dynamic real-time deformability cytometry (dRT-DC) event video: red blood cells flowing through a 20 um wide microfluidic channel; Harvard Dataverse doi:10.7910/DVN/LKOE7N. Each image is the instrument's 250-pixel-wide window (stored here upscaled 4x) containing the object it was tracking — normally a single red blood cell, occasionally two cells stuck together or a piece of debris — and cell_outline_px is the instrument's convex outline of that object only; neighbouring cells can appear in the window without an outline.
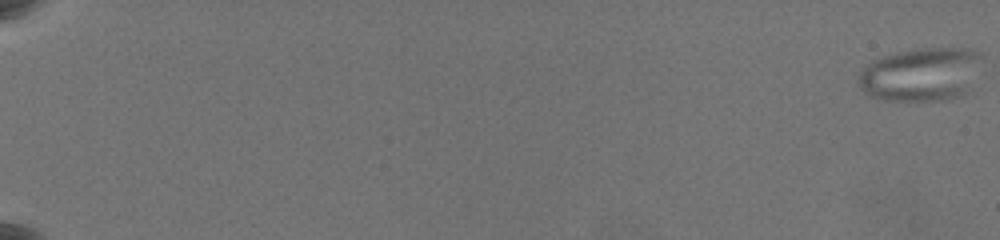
{"species": "common noctule bat (a hibernating species)", "species_latin": "Nyctalus noctula", "temperature_condition": "warm", "stored_images_in_passage": 61, "camera_frame_rate_fps": 3000, "um_per_image_px": 0.085, "animal": {"sex": "female", "body_mass_g": 19.5, "forearm_length_mm": 54.1}, "frame": {"image": 1, "passage_image": 1, "time_ms": 0.0, "image_size_px": [1000, 240], "cell_outline_px": [[984, 56], [964, 92], [960, 96], [948, 100], [884, 100], [868, 96], [860, 88], [856, 80], [860, 72], [872, 60], [896, 52], [928, 48], [960, 48], [980, 52]], "centroid_in_image_um": [78.22, 6.32], "position_along_channel_um": 6.8, "area_um2": 38.15}}
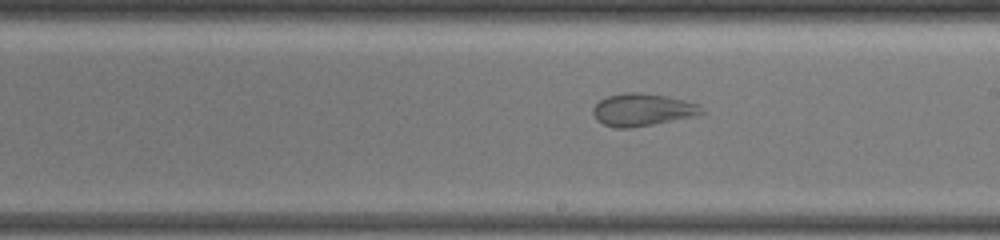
{"frame": {"image": 2, "passage_image": 39, "time_ms": 12.667, "image_size_px": [1000, 240], "cell_outline_px": [[704, 112], [688, 116], [652, 124], [632, 128], [616, 128], [604, 124], [596, 120], [592, 112], [592, 108], [600, 100], [608, 96], [624, 92], [640, 92], [668, 96], [700, 104]], "centroid_in_image_um": [54.54, 9.31], "position_along_channel_um": 234.5, "area_um2": 20.29}}
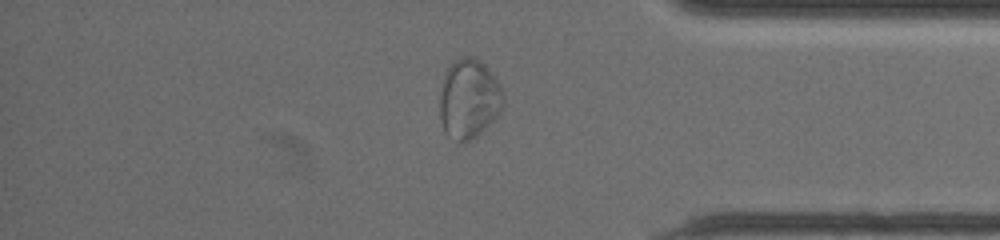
{"frame": {"image": 3, "passage_image": 53, "time_ms": 17.333, "image_size_px": [1000, 240], "cell_outline_px": [[504, 104], [500, 112], [476, 136], [468, 140], [456, 140], [444, 128], [440, 120], [440, 96], [444, 76], [448, 68], [456, 60], [464, 56], [472, 56], [484, 64], [492, 72], [500, 84], [504, 92]], "centroid_in_image_um": [39.89, 8.35], "position_along_channel_um": 395.3, "area_um2": 28.9}}